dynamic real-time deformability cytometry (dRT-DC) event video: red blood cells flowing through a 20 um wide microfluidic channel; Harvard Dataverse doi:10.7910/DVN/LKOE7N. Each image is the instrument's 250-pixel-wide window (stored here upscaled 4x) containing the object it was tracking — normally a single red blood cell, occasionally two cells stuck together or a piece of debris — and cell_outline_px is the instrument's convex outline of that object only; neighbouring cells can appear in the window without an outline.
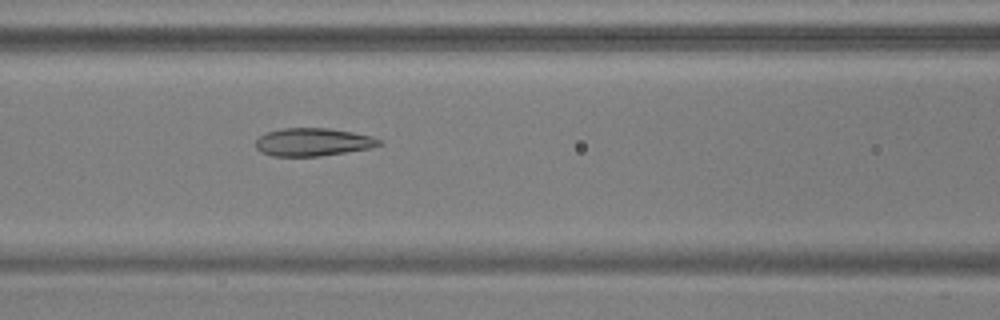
{"species": "common noctule bat (a hibernating species)", "species_latin": "Nyctalus noctula", "temperature_condition": "warm", "stored_images_in_passage": 18, "camera_frame_rate_fps": 3000, "um_per_image_px": 0.085, "animal": {"sex": "male", "body_mass_g": 17.9, "forearm_length_mm": 54.2}, "frame": {"image": 1, "passage_image": 7, "time_ms": 2.0, "image_size_px": [1000, 320], "cell_outline_px": [[384, 144], [372, 148], [320, 156], [272, 156], [260, 152], [256, 148], [256, 140], [264, 132], [284, 128], [328, 128], [352, 132], [372, 136], [384, 140]], "centroid_in_image_um": [26.63, 12.07], "position_along_channel_um": 140.0, "area_um2": 20.35}}
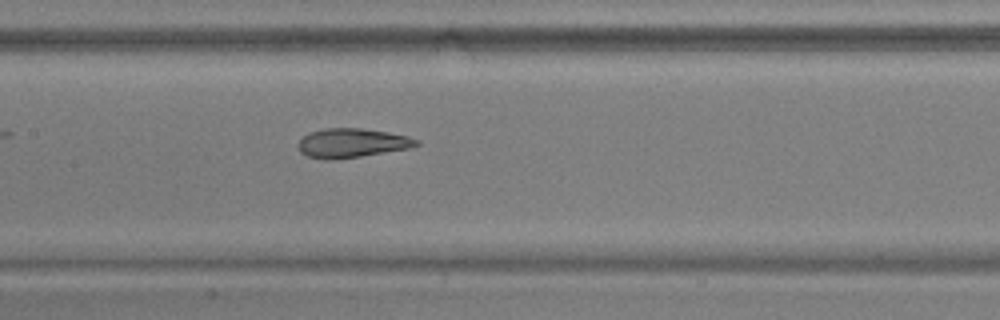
{"frame": {"image": 2, "passage_image": 10, "time_ms": 3.0, "image_size_px": [1000, 320], "cell_outline_px": [[420, 144], [408, 148], [360, 156], [332, 160], [324, 160], [308, 156], [300, 152], [296, 144], [308, 132], [324, 128], [360, 128], [388, 132], [408, 136], [420, 140]], "centroid_in_image_um": [29.87, 12.15], "position_along_channel_um": 177.5, "area_um2": 20.11}}
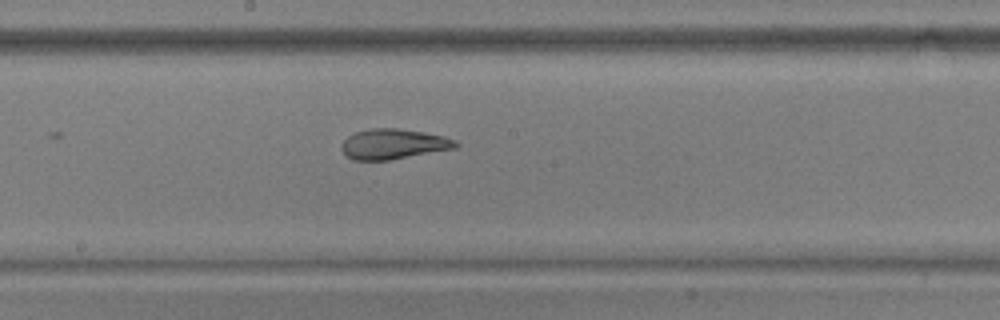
{"frame": {"image": 3, "passage_image": 13, "time_ms": 4.0, "image_size_px": [1000, 320], "cell_outline_px": [[460, 144], [456, 148], [388, 160], [352, 160], [340, 148], [340, 144], [348, 136], [356, 132], [372, 128], [400, 128], [424, 132], [444, 136], [456, 140]], "centroid_in_image_um": [33.45, 12.23], "position_along_channel_um": 214.8, "area_um2": 20.11}}